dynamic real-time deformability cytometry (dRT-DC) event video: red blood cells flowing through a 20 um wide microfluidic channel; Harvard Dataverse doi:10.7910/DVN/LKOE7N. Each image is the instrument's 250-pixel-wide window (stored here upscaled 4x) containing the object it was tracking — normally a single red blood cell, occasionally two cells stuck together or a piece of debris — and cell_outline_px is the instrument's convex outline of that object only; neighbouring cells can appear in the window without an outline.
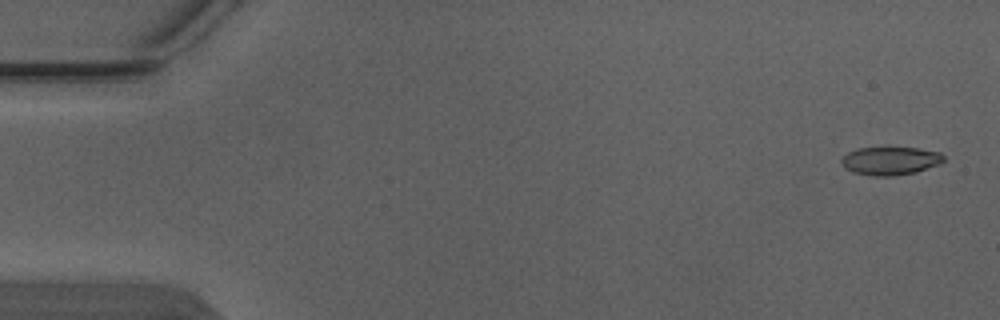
{"species": "Egyptian fruit bat (a non-hibernating species)", "species_latin": "Rousettus aegyptiacus", "temperature_condition": "warm", "stored_images_in_passage": 6, "camera_frame_rate_fps": 3000, "um_per_image_px": 0.085, "animal": {"sex": "male"}, "frame": {"image": 1, "passage_image": 1, "time_ms": 0.0, "image_size_px": [1000, 320], "cell_outline_px": [[944, 160], [940, 164], [916, 172], [892, 176], [876, 176], [852, 172], [844, 168], [840, 160], [848, 152], [856, 148], [920, 148], [940, 152], [944, 156]], "centroid_in_image_um": [75.68, 13.67], "position_along_channel_um": 9.3, "area_um2": 16.82}}
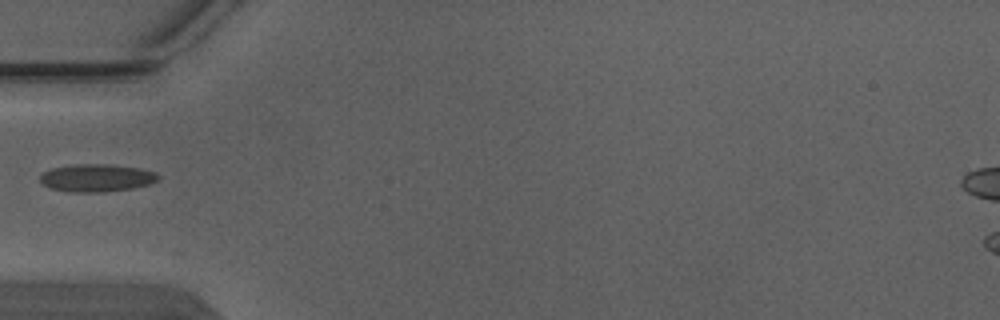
{"frame": {"image": 2, "passage_image": 5, "time_ms": 1.333, "image_size_px": [1000, 320], "cell_outline_px": [[160, 180], [148, 184], [132, 188], [100, 192], [68, 192], [52, 188], [44, 184], [40, 180], [40, 176], [44, 172], [52, 168], [76, 164], [112, 164], [140, 168], [156, 172], [160, 176]], "centroid_in_image_um": [8.26, 15.11], "position_along_channel_um": 76.7, "area_um2": 19.02}}
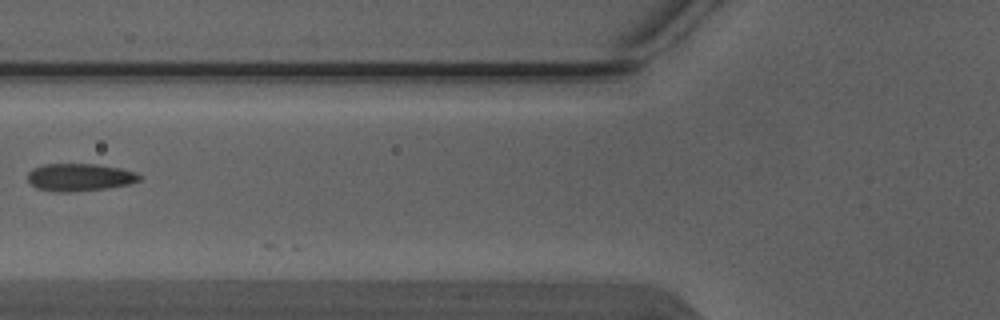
{"frame": {"image": 3, "passage_image": 6, "time_ms": 1.667, "image_size_px": [1000, 320], "cell_outline_px": [[140, 180], [128, 184], [108, 188], [72, 192], [56, 192], [36, 188], [28, 180], [28, 172], [32, 168], [44, 164], [96, 164], [120, 168], [136, 172], [140, 176]], "centroid_in_image_um": [6.75, 15.07], "position_along_channel_um": 119.1, "area_um2": 17.98}}